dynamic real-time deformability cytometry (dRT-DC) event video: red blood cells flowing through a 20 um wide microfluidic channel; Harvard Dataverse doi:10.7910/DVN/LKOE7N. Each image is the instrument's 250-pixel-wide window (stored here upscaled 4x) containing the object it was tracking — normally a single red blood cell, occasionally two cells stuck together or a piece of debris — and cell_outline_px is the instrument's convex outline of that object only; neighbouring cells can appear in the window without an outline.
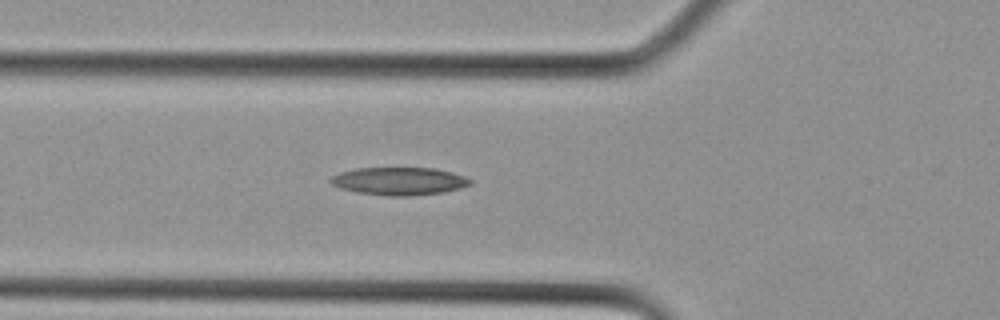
{"species": "Egyptian fruit bat (a non-hibernating species)", "species_latin": "Rousettus aegyptiacus", "temperature_condition": "cold", "stored_images_in_passage": 8, "camera_frame_rate_fps": 3000, "um_per_image_px": 0.085, "animal": {"sex": "female"}, "frame": {"image": 1, "passage_image": 6, "time_ms": 1.667, "image_size_px": [1000, 320], "cell_outline_px": [[472, 184], [460, 188], [444, 192], [408, 196], [388, 196], [356, 192], [340, 188], [332, 184], [328, 180], [332, 176], [340, 172], [356, 168], [436, 168], [452, 172], [464, 176], [472, 180]], "centroid_in_image_um": [33.93, 15.39], "position_along_channel_um": 91.9, "area_um2": 22.72}}
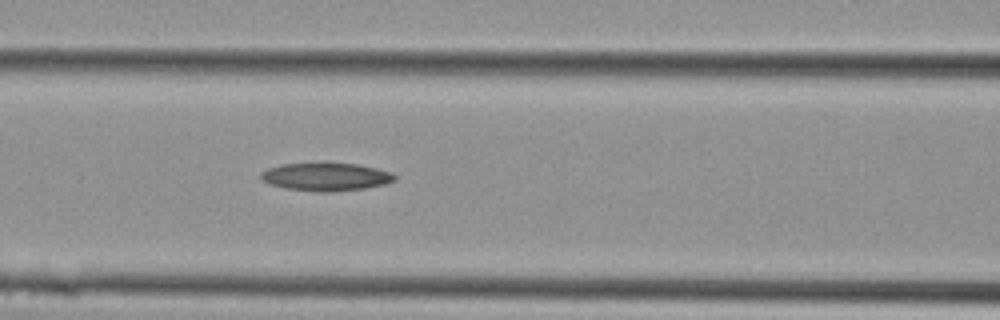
{"frame": {"image": 2, "passage_image": 8, "time_ms": 2.333, "image_size_px": [1000, 320], "cell_outline_px": [[396, 180], [384, 184], [364, 188], [332, 192], [316, 192], [284, 188], [268, 184], [260, 176], [260, 172], [268, 168], [284, 164], [356, 164], [376, 168], [392, 172], [396, 176]], "centroid_in_image_um": [27.7, 15.05], "position_along_channel_um": 138.9, "area_um2": 21.62}}